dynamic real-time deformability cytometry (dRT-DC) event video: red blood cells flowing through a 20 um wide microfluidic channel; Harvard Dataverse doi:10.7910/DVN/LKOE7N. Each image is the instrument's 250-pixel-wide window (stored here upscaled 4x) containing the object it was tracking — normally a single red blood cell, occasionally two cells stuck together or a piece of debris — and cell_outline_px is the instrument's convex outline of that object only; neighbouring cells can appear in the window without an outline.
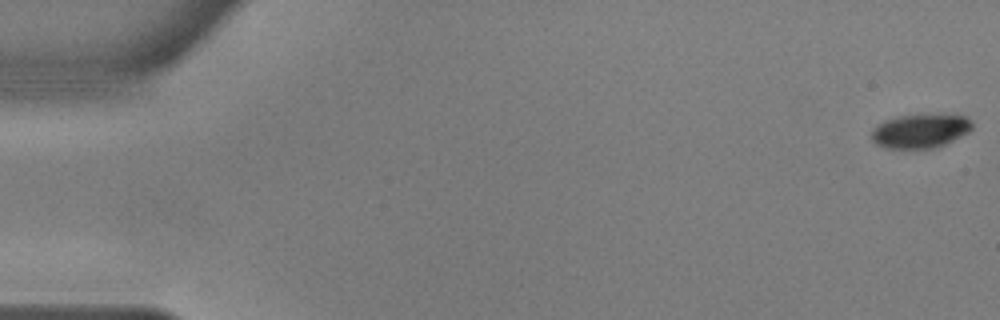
{"species": "common noctule bat (a hibernating species)", "species_latin": "Nyctalus noctula", "temperature_condition": "warm", "stored_images_in_passage": 57, "camera_frame_rate_fps": 3000, "um_per_image_px": 0.085, "animal": {"sex": "male", "body_mass_g": 17.9, "forearm_length_mm": 54.2}, "frame": {"image": 1, "passage_image": 1, "time_ms": 0.0, "image_size_px": [1000, 320], "cell_outline_px": [[972, 128], [968, 132], [936, 148], [884, 148], [876, 144], [872, 140], [872, 128], [884, 120], [896, 116], [940, 112], [968, 116], [972, 124]], "centroid_in_image_um": [78.24, 11.08], "position_along_channel_um": 6.8, "area_um2": 20.52}}
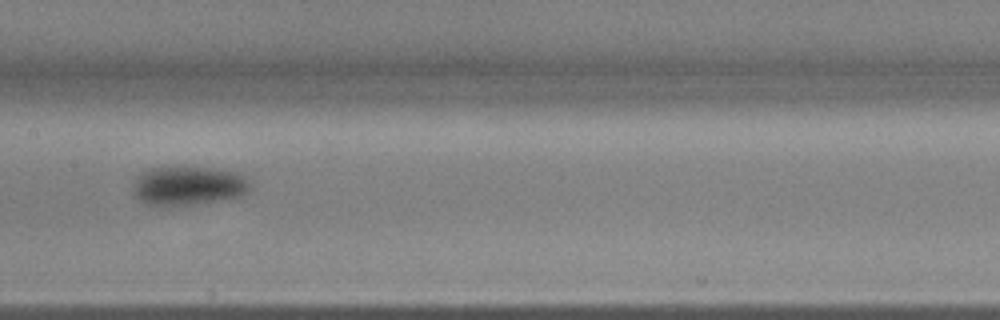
{"frame": {"image": 2, "passage_image": 29, "time_ms": 9.333, "image_size_px": [1000, 320], "cell_outline_px": [[252, 188], [240, 196], [192, 204], [152, 204], [140, 200], [132, 196], [132, 184], [136, 176], [148, 168], [180, 164], [192, 164], [232, 172], [244, 176], [252, 184]], "centroid_in_image_um": [15.95, 15.71], "position_along_channel_um": 191.5, "area_um2": 27.17}}
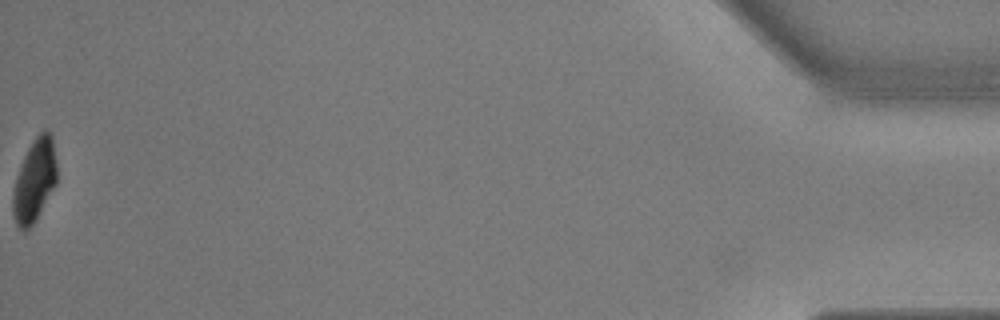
{"frame": {"image": 3, "passage_image": 57, "time_ms": 18.667, "image_size_px": [1000, 320], "cell_outline_px": [[56, 184], [36, 220], [28, 232], [24, 232], [16, 224], [12, 212], [12, 192], [16, 176], [24, 156], [32, 140], [44, 128], [48, 128], [52, 136], [56, 164]], "centroid_in_image_um": [2.92, 15.36], "position_along_channel_um": 432.3, "area_um2": 21.5}, "authors_computed_cell_mechanics": {"area_um2": 24.3338, "velocity_mm_per_s": 3.6111, "shape_relaxation_time_tau1_ms": 2.8305, "shape_relaxation_time_tau2_ms": 1.9407, "deformation_change_tau1": 0.1312, "deformation_change_tau2": 0.0348}}